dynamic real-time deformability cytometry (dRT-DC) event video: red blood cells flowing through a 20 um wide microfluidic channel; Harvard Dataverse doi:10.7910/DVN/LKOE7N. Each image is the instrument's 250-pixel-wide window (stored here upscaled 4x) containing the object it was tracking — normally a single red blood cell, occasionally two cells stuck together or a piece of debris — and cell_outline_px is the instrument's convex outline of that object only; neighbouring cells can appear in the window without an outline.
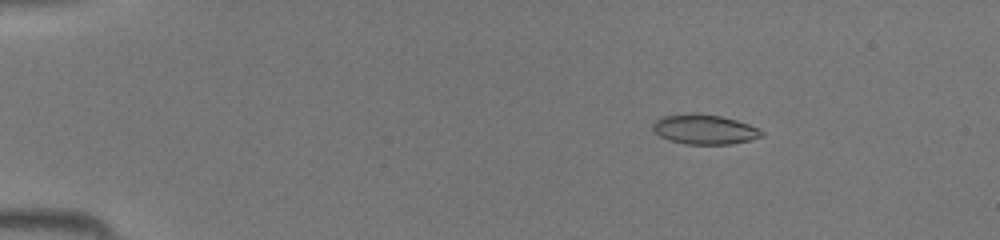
{"species": "common noctule bat (a hibernating species)", "species_latin": "Nyctalus noctula", "temperature_condition": "room temperature", "stored_images_in_passage": 47, "segment_of_instrument_passage": [1, 2], "camera_frame_rate_fps": 3000, "um_per_image_px": 0.085, "animal": {"sex": "female", "body_mass_g": 19.5, "forearm_length_mm": 54.1}, "frame": {"image": 1, "passage_image": 8, "time_ms": 2.333, "image_size_px": [1000, 240], "cell_outline_px": [[764, 136], [732, 144], [684, 144], [668, 140], [660, 136], [652, 128], [652, 124], [660, 116], [692, 112], [696, 112], [720, 116], [736, 120], [748, 124], [764, 132]], "centroid_in_image_um": [59.84, 10.98], "position_along_channel_um": 25.2, "area_um2": 19.02}}
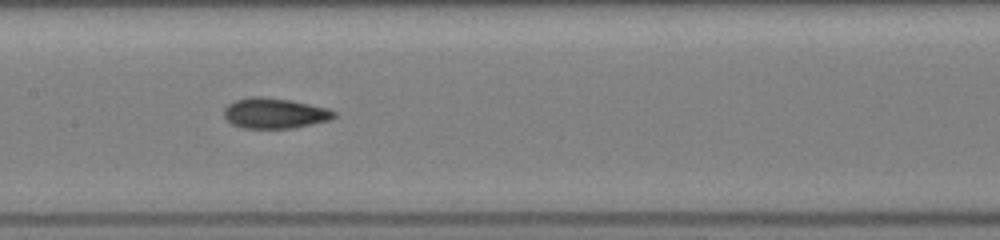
{"frame": {"image": 2, "passage_image": 24, "time_ms": 7.667, "image_size_px": [1000, 240], "cell_outline_px": [[336, 116], [332, 120], [292, 128], [244, 128], [232, 124], [224, 116], [224, 108], [228, 104], [236, 100], [252, 96], [260, 96], [292, 100], [328, 108], [336, 112]], "centroid_in_image_um": [23.37, 9.62], "position_along_channel_um": 184.0, "area_um2": 19.59}}
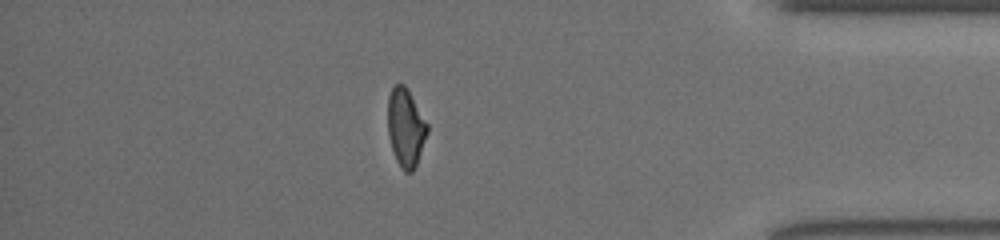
{"frame": {"image": 3, "passage_image": 40, "time_ms": 13.0, "image_size_px": [1000, 240], "cell_outline_px": [[428, 132], [416, 164], [412, 172], [404, 172], [396, 160], [388, 136], [388, 96], [392, 88], [396, 84], [404, 84], [408, 88], [428, 124]], "centroid_in_image_um": [34.48, 10.82], "position_along_channel_um": 400.7, "area_um2": 17.98}}